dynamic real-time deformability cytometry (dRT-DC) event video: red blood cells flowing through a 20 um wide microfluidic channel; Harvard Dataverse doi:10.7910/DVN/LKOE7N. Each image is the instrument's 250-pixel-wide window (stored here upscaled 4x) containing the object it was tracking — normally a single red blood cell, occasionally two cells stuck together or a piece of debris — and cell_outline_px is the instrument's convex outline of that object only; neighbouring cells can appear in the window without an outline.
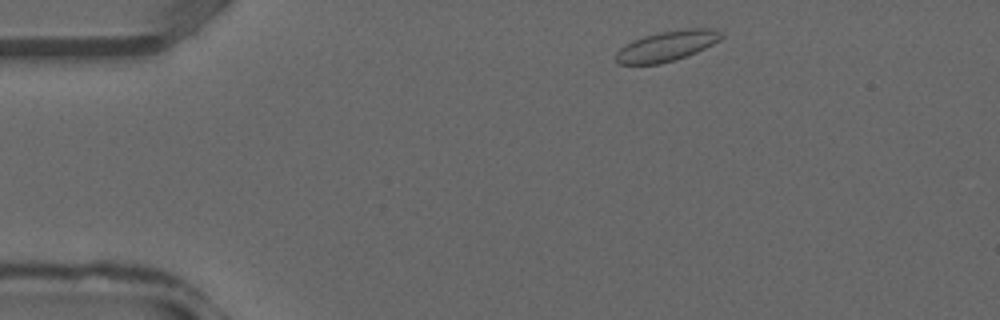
{"species": "common noctule bat (a hibernating species)", "species_latin": "Nyctalus noctula", "temperature_condition": "warm", "stored_images_in_passage": 33, "camera_frame_rate_fps": 3000, "um_per_image_px": 0.085, "animal": {"sex": "male", "forearm_length_mm": 52.5}, "frame": {"image": 1, "passage_image": 2, "time_ms": 0.333, "image_size_px": [1000, 320], "cell_outline_px": [[724, 36], [720, 40], [696, 52], [660, 64], [616, 64], [616, 52], [624, 44], [632, 40], [644, 36], [660, 32], [688, 28], [712, 28], [724, 32]], "centroid_in_image_um": [56.68, 3.89], "position_along_channel_um": 28.3, "area_um2": 18.55}}
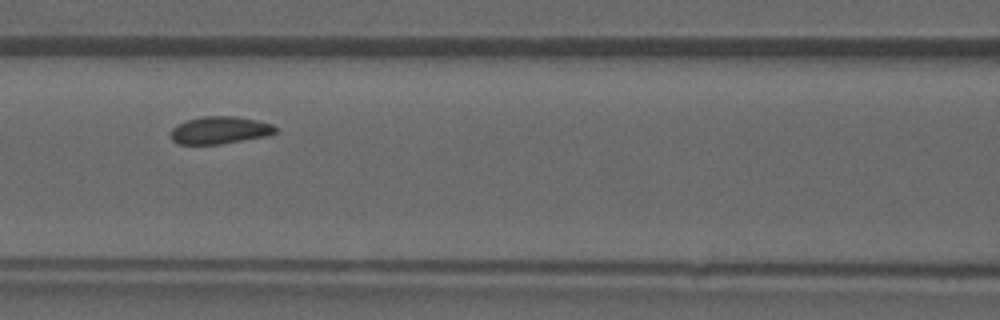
{"frame": {"image": 2, "passage_image": 12, "time_ms": 3.667, "image_size_px": [1000, 320], "cell_outline_px": [[276, 132], [264, 136], [220, 144], [180, 144], [172, 140], [172, 128], [176, 124], [188, 120], [204, 116], [236, 116], [256, 120], [272, 124], [276, 128]], "centroid_in_image_um": [18.66, 11.06], "position_along_channel_um": 147.9, "area_um2": 16.47}}
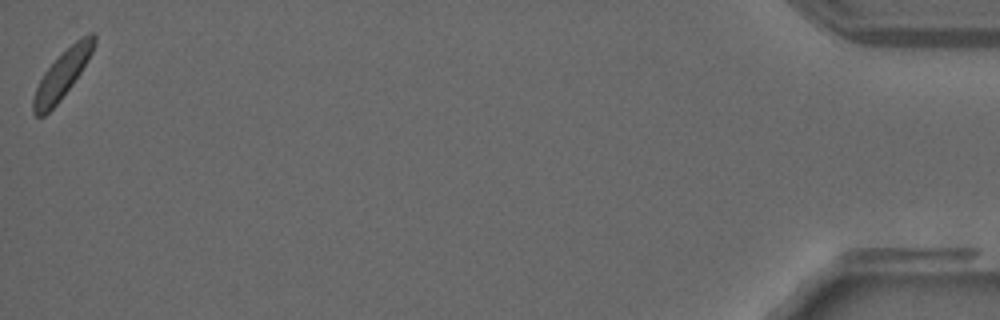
{"frame": {"image": 3, "passage_image": 33, "time_ms": 10.667, "image_size_px": [1000, 320], "cell_outline_px": [[96, 40], [92, 52], [88, 60], [72, 84], [60, 100], [44, 116], [36, 116], [32, 112], [32, 100], [36, 88], [44, 72], [76, 40], [92, 32], [96, 36]], "centroid_in_image_um": [5.27, 6.37], "position_along_channel_um": 429.9, "area_um2": 16.3}}